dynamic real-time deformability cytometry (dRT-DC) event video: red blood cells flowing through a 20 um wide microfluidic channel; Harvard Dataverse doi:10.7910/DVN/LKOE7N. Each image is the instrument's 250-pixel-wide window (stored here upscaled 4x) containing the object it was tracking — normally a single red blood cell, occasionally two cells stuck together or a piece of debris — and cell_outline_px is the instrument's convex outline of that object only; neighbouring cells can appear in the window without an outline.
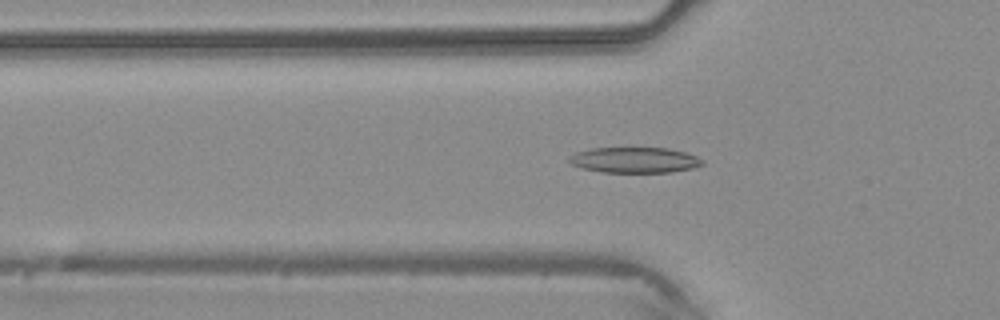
{"species": "common noctule bat (a hibernating species)", "species_latin": "Nyctalus noctula", "temperature_condition": "warm", "stored_images_in_passage": 44, "camera_frame_rate_fps": 3000, "um_per_image_px": 0.085, "animal": {"sex": "male", "body_mass_g": 20.4}, "frame": {"image": 1, "passage_image": 14, "time_ms": 4.333, "image_size_px": [1000, 320], "cell_outline_px": [[704, 164], [692, 168], [672, 172], [600, 172], [584, 168], [572, 164], [568, 160], [568, 156], [576, 152], [592, 148], [668, 148], [684, 152], [696, 156], [704, 160]], "centroid_in_image_um": [53.94, 13.6], "position_along_channel_um": 71.9, "area_um2": 19.83}}
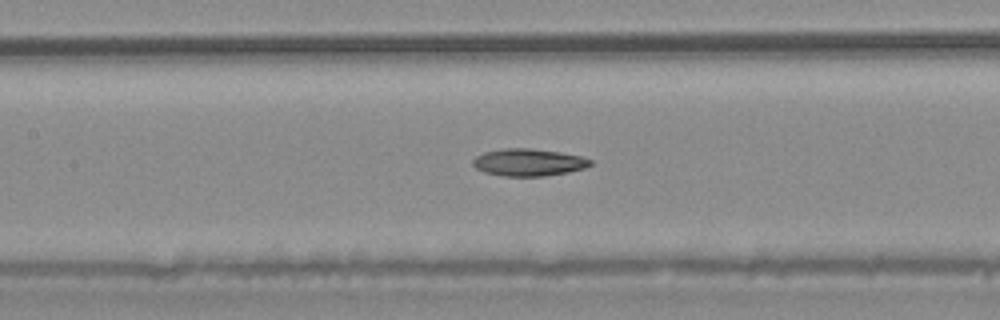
{"frame": {"image": 2, "passage_image": 20, "time_ms": 6.333, "image_size_px": [1000, 320], "cell_outline_px": [[592, 164], [584, 168], [568, 172], [544, 176], [504, 176], [484, 172], [476, 168], [472, 164], [472, 160], [476, 156], [484, 152], [504, 148], [528, 148], [560, 152], [580, 156], [592, 160]], "centroid_in_image_um": [44.91, 13.8], "position_along_channel_um": 162.5, "area_um2": 18.61}}
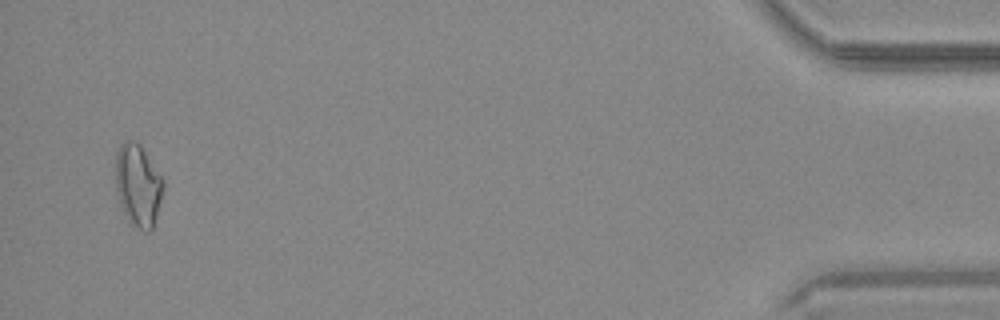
{"frame": {"image": 3, "passage_image": 43, "time_ms": 14.0, "image_size_px": [1000, 320], "cell_outline_px": [[164, 188], [152, 228], [148, 232], [144, 232], [132, 224], [128, 220], [120, 204], [116, 192], [116, 152], [120, 144], [124, 140], [136, 140], [140, 144], [164, 180]], "centroid_in_image_um": [11.72, 15.72], "position_along_channel_um": 423.5, "area_um2": 22.83}}